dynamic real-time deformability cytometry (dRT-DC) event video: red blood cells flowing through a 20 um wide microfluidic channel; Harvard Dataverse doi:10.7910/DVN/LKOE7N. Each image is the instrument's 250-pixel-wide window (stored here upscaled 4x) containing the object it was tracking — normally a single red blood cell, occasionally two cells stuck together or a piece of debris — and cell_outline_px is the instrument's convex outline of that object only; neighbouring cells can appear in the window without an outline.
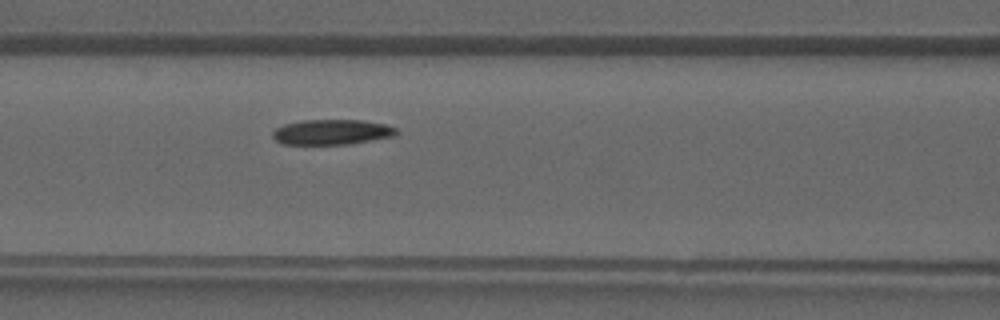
{"species": "common noctule bat (a hibernating species)", "species_latin": "Nyctalus noctula", "temperature_condition": "warm", "stored_images_in_passage": 37, "camera_frame_rate_fps": 3000, "um_per_image_px": 0.085, "animal": {"sex": "male", "forearm_length_mm": 52.5}, "frame": {"image": 1, "passage_image": 14, "time_ms": 4.333, "image_size_px": [1000, 320], "cell_outline_px": [[400, 132], [392, 136], [348, 144], [284, 144], [276, 140], [272, 136], [272, 132], [276, 128], [284, 124], [300, 120], [364, 120], [388, 124], [396, 128]], "centroid_in_image_um": [28.21, 11.21], "position_along_channel_um": 138.4, "area_um2": 18.21}}
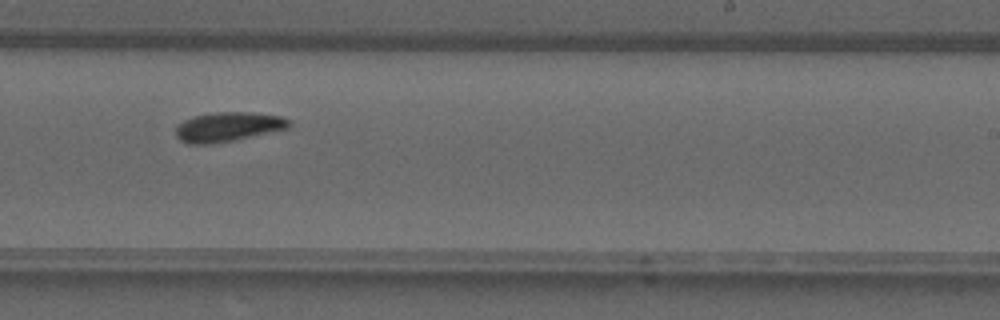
{"frame": {"image": 2, "passage_image": 22, "time_ms": 7.0, "image_size_px": [1000, 320], "cell_outline_px": [[292, 124], [288, 128], [232, 140], [212, 144], [188, 144], [180, 140], [176, 136], [176, 128], [184, 120], [192, 116], [216, 112], [252, 112], [284, 116]], "centroid_in_image_um": [19.38, 10.77], "position_along_channel_um": 269.6, "area_um2": 19.36}}
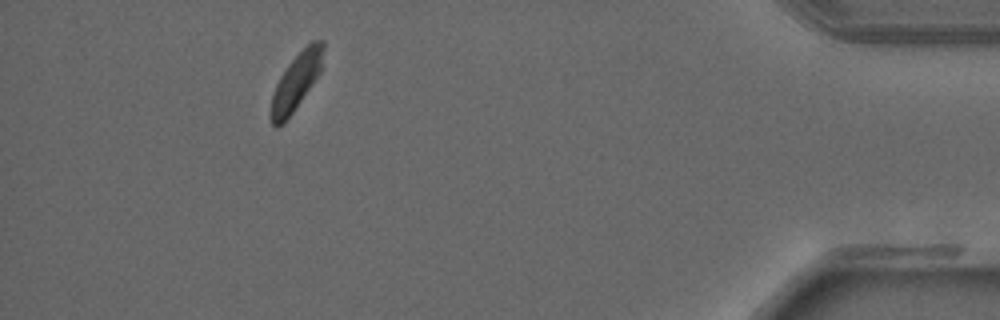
{"frame": {"image": 3, "passage_image": 34, "time_ms": 11.0, "image_size_px": [1000, 320], "cell_outline_px": [[324, 48], [320, 72], [292, 112], [276, 128], [272, 124], [268, 116], [268, 112], [272, 96], [276, 84], [280, 76], [288, 64], [312, 40], [324, 40]], "centroid_in_image_um": [25.14, 6.94], "position_along_channel_um": 410.1, "area_um2": 16.88}}